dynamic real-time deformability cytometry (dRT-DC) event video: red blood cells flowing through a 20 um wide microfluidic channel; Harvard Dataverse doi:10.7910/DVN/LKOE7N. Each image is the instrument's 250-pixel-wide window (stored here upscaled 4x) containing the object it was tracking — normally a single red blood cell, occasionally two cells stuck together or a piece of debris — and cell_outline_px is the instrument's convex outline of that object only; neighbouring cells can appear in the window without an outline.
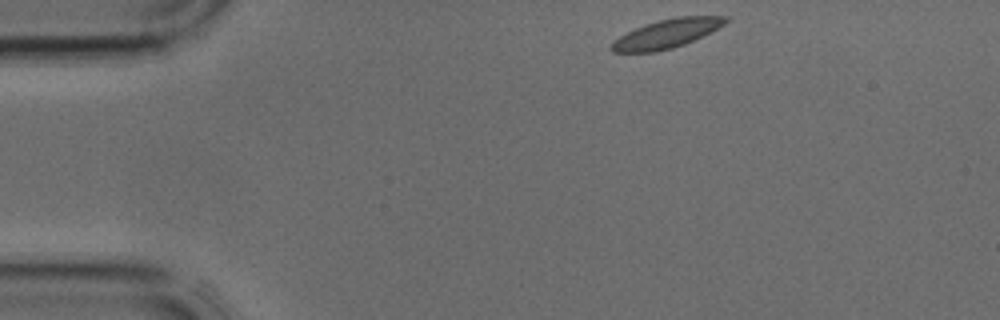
{"species": "common noctule bat (a hibernating species)", "species_latin": "Nyctalus noctula", "temperature_condition": "cold", "stored_images_in_passage": 2, "camera_frame_rate_fps": 3000, "um_per_image_px": 0.085, "animal": {"sex": "male", "body_mass_g": 17.9, "forearm_length_mm": 54.2}, "frame": {"image": 1, "passage_image": 1, "time_ms": 0.0, "image_size_px": [1000, 320], "cell_outline_px": [[732, 20], [684, 44], [672, 48], [656, 52], [612, 52], [612, 40], [636, 28], [660, 20], [676, 16], [728, 16]], "centroid_in_image_um": [56.68, 2.85], "position_along_channel_um": 28.3, "area_um2": 18.73}}